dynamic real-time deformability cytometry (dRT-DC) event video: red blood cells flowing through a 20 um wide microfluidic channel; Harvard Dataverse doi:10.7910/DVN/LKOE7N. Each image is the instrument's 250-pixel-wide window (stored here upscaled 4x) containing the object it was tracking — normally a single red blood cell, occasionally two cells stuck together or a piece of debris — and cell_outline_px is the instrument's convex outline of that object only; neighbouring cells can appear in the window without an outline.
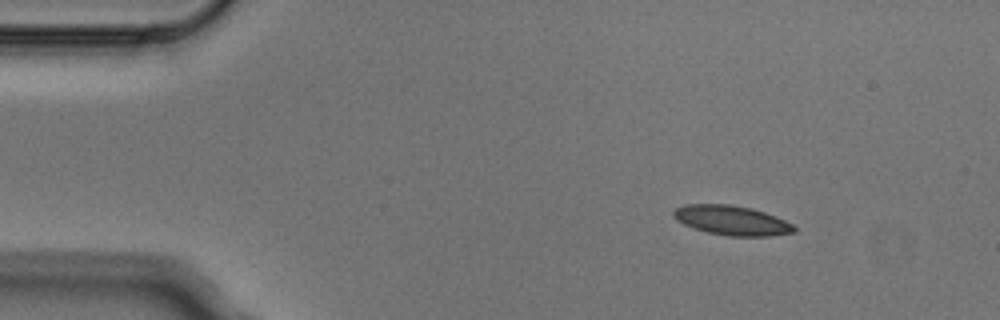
{"species": "Egyptian fruit bat (a non-hibernating species)", "species_latin": "Rousettus aegyptiacus", "temperature_condition": "cold", "stored_images_in_passage": 4, "camera_frame_rate_fps": 3000, "um_per_image_px": 0.085, "animal": {"sex": "male"}, "frame": {"image": 1, "passage_image": 1, "time_ms": 0.0, "image_size_px": [1000, 320], "cell_outline_px": [[796, 232], [772, 236], [728, 236], [708, 232], [684, 224], [676, 220], [672, 216], [672, 212], [676, 208], [684, 204], [728, 204], [752, 208], [776, 216], [792, 224], [796, 228]], "centroid_in_image_um": [62.2, 18.73], "position_along_channel_um": 22.8, "area_um2": 20.81}}
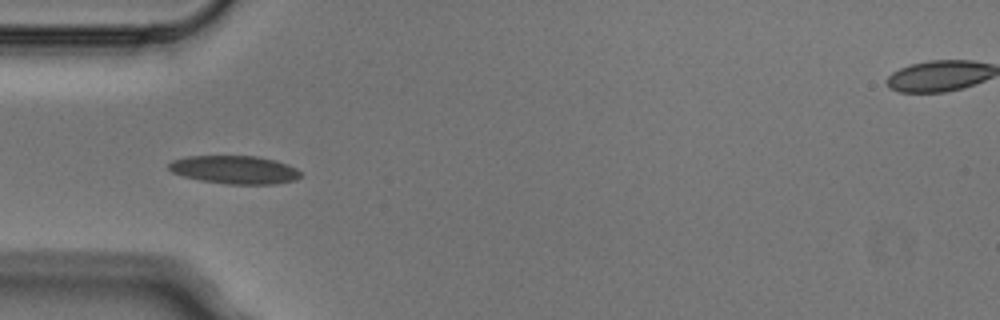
{"frame": {"image": 2, "passage_image": 3, "time_ms": 0.667, "image_size_px": [1000, 320], "cell_outline_px": [[300, 176], [296, 180], [276, 184], [228, 184], [200, 180], [184, 176], [172, 172], [168, 168], [168, 164], [172, 160], [184, 156], [256, 156], [276, 160], [288, 164], [296, 168], [300, 172]], "centroid_in_image_um": [19.94, 14.42], "position_along_channel_um": 65.1, "area_um2": 21.73}}
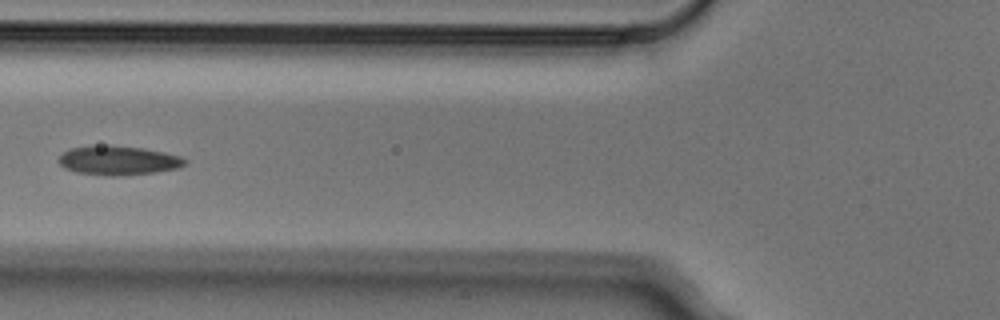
{"frame": {"image": 3, "passage_image": 4, "time_ms": 1.0, "image_size_px": [1000, 320], "cell_outline_px": [[188, 160], [180, 168], [156, 172], [116, 176], [112, 176], [76, 172], [64, 168], [56, 160], [68, 148], [144, 148], [164, 152], [180, 156]], "centroid_in_image_um": [10.1, 13.69], "position_along_channel_um": 115.7, "area_um2": 20.58}}